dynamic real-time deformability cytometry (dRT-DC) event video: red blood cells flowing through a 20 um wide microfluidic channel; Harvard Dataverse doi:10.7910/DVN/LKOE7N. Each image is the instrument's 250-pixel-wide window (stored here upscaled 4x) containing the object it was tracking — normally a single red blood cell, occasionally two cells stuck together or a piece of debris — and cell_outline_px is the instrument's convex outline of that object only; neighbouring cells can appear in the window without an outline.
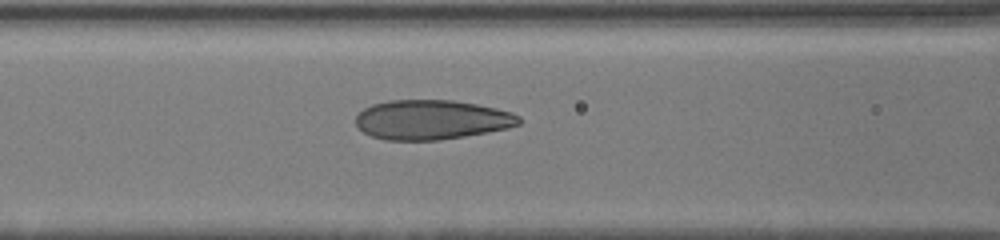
{"species": "human", "species_latin": "Homo sapiens", "temperature_condition": "cold", "stored_images_in_passage": 11, "camera_frame_rate_fps": 3000, "um_per_image_px": 0.085, "donor": {"sex": "male"}, "frame": {"image": 1, "passage_image": 11, "time_ms": 7.667, "image_size_px": [1000, 240], "cell_outline_px": [[520, 124], [508, 128], [488, 132], [440, 140], [384, 140], [372, 136], [364, 132], [356, 124], [356, 116], [364, 108], [372, 104], [388, 100], [452, 100], [476, 104], [496, 108], [512, 112], [520, 116]], "centroid_in_image_um": [36.69, 10.17], "position_along_channel_um": 129.9, "area_um2": 37.69}}